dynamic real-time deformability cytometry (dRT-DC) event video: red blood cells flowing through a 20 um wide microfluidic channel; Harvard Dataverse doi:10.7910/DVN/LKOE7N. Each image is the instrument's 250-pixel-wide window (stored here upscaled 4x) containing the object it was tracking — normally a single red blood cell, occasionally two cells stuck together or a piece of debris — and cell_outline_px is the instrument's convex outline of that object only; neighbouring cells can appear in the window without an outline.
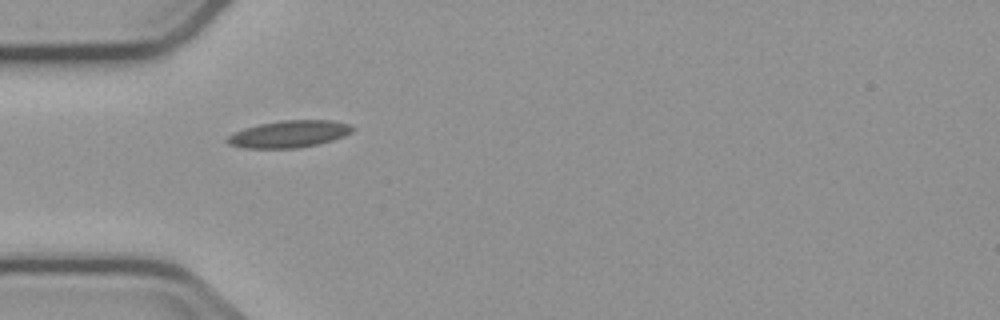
{"species": "common noctule bat (a hibernating species)", "species_latin": "Nyctalus noctula", "temperature_condition": "cold", "stored_images_in_passage": 4, "camera_frame_rate_fps": 3000, "um_per_image_px": 0.085, "animal": {"sex": "male", "body_mass_g": 23.1, "forearm_length_mm": 52.7}, "frame": {"image": 1, "passage_image": 1, "time_ms": 0.0, "image_size_px": [1000, 320], "cell_outline_px": [[356, 128], [352, 132], [344, 136], [332, 140], [316, 144], [296, 148], [244, 148], [228, 144], [224, 140], [232, 132], [244, 128], [260, 124], [280, 120], [332, 120], [352, 124]], "centroid_in_image_um": [24.57, 11.38], "position_along_channel_um": 60.4, "area_um2": 19.88}}
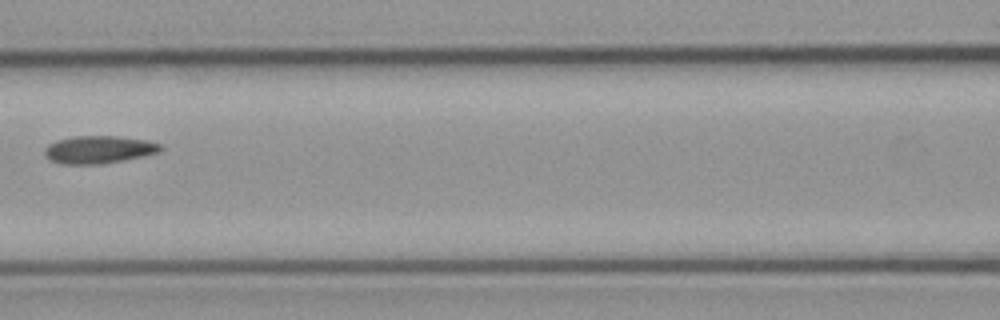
{"frame": {"image": 2, "passage_image": 3, "time_ms": 2.667, "image_size_px": [1000, 320], "cell_outline_px": [[164, 148], [160, 152], [124, 160], [100, 164], [60, 164], [44, 156], [44, 148], [48, 144], [56, 140], [72, 136], [116, 136], [148, 140], [160, 144]], "centroid_in_image_um": [8.38, 12.71], "position_along_channel_um": 158.2, "area_um2": 18.84}}
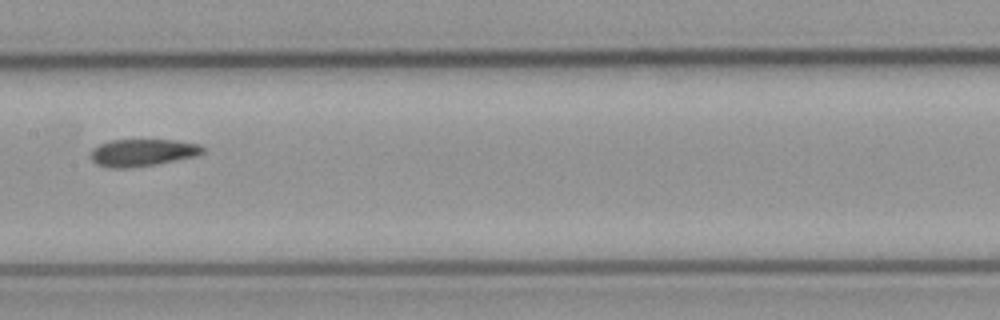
{"frame": {"image": 3, "passage_image": 4, "time_ms": 3.667, "image_size_px": [1000, 320], "cell_outline_px": [[204, 152], [196, 156], [156, 164], [132, 168], [108, 168], [96, 164], [88, 156], [88, 152], [92, 148], [100, 144], [112, 140], [176, 140], [200, 144], [204, 148]], "centroid_in_image_um": [12.07, 12.98], "position_along_channel_um": 195.3, "area_um2": 18.03}}